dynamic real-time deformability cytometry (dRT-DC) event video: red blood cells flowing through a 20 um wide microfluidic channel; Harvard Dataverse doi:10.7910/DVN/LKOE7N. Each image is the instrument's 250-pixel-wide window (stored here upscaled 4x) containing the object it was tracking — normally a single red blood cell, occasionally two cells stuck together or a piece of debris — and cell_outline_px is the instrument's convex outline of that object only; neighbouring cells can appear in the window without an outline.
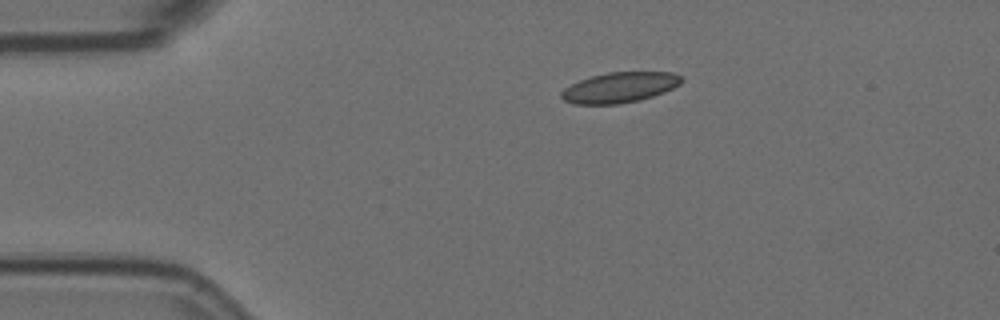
{"species": "Egyptian fruit bat (a non-hibernating species)", "species_latin": "Rousettus aegyptiacus", "temperature_condition": "room temperature", "stored_images_in_passage": 3, "camera_frame_rate_fps": 3000, "um_per_image_px": 0.085, "animal": {"sex": "female"}, "frame": {"image": 1, "passage_image": 1, "time_ms": 0.0, "image_size_px": [1000, 320], "cell_outline_px": [[684, 80], [680, 84], [664, 92], [640, 100], [616, 104], [576, 104], [564, 100], [560, 96], [560, 92], [564, 88], [580, 80], [592, 76], [608, 72], [672, 72], [680, 76]], "centroid_in_image_um": [52.67, 7.43], "position_along_channel_um": 32.3, "area_um2": 21.15}}
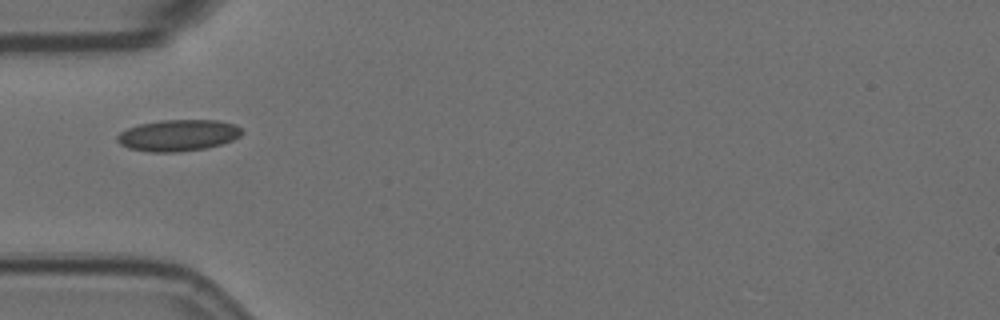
{"frame": {"image": 2, "passage_image": 3, "time_ms": 0.667, "image_size_px": [1000, 320], "cell_outline_px": [[244, 132], [240, 136], [232, 140], [220, 144], [204, 148], [176, 152], [148, 152], [128, 148], [120, 144], [116, 140], [116, 136], [120, 132], [128, 128], [140, 124], [160, 120], [220, 120], [236, 124]], "centroid_in_image_um": [15.14, 11.5], "position_along_channel_um": 69.9, "area_um2": 22.89}}